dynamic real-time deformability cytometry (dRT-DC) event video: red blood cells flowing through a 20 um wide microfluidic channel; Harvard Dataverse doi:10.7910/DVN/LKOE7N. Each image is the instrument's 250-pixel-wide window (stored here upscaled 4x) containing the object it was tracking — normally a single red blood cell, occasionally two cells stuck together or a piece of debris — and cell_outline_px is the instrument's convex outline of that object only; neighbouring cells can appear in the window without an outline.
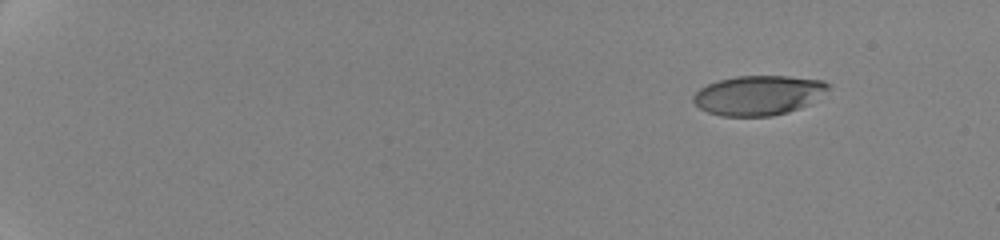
{"species": "human", "species_latin": "Homo sapiens", "temperature_condition": "cold", "stored_images_in_passage": 28, "camera_frame_rate_fps": 3000, "um_per_image_px": 0.085, "donor": {"sex": "female"}, "frame": {"image": 1, "passage_image": 1, "time_ms": 0.0, "image_size_px": [1000, 240], "cell_outline_px": [[828, 88], [804, 104], [788, 112], [772, 116], [720, 116], [708, 112], [700, 108], [692, 100], [692, 96], [700, 88], [708, 84], [720, 80], [736, 76], [788, 76], [820, 80], [828, 84]], "centroid_in_image_um": [64.35, 8.1], "position_along_channel_um": 20.6, "area_um2": 30.4}}
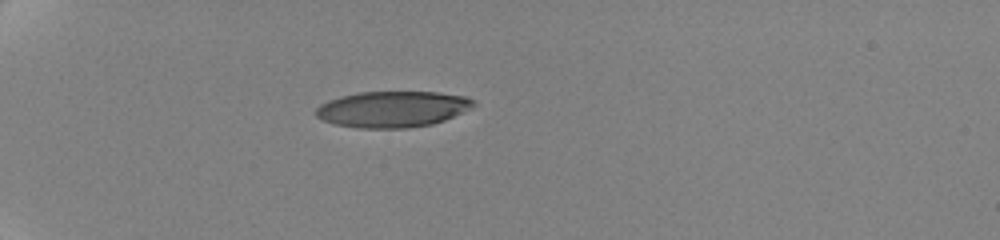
{"frame": {"image": 2, "passage_image": 24, "time_ms": 4.333, "image_size_px": [1000, 240], "cell_outline_px": [[476, 104], [444, 120], [432, 124], [404, 128], [356, 128], [332, 124], [316, 116], [316, 108], [320, 104], [328, 100], [340, 96], [360, 92], [436, 92], [464, 96], [476, 100]], "centroid_in_image_um": [33.31, 9.28], "position_along_channel_um": 51.7, "area_um2": 33.0}}